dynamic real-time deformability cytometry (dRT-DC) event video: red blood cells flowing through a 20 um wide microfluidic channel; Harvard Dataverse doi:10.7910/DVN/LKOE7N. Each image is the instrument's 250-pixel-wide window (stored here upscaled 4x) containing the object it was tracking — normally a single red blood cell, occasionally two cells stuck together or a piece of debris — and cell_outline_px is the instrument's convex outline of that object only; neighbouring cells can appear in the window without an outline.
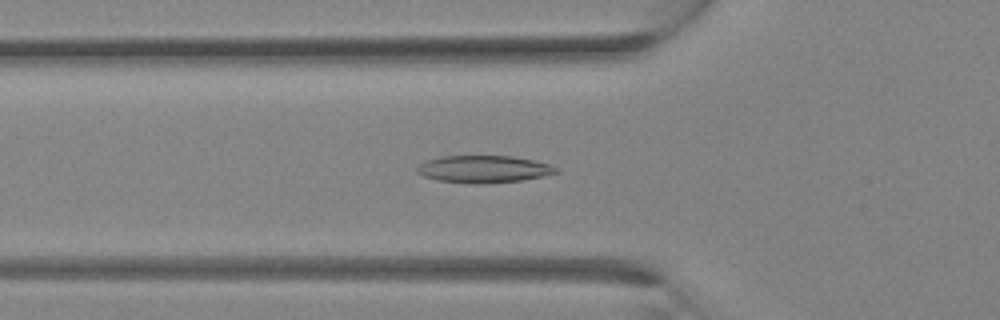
{"species": "Egyptian fruit bat (a non-hibernating species)", "species_latin": "Rousettus aegyptiacus", "temperature_condition": "room temperature", "stored_images_in_passage": 33, "camera_frame_rate_fps": 3000, "um_per_image_px": 0.085, "animal": {"sex": "female"}, "frame": {"image": 1, "passage_image": 12, "time_ms": 3.667, "image_size_px": [1000, 320], "cell_outline_px": [[560, 172], [544, 176], [520, 180], [480, 184], [472, 184], [440, 180], [424, 176], [416, 172], [416, 168], [424, 160], [440, 156], [512, 156], [532, 160], [548, 164], [560, 168]], "centroid_in_image_um": [41.11, 14.37], "position_along_channel_um": 84.7, "area_um2": 22.08}}
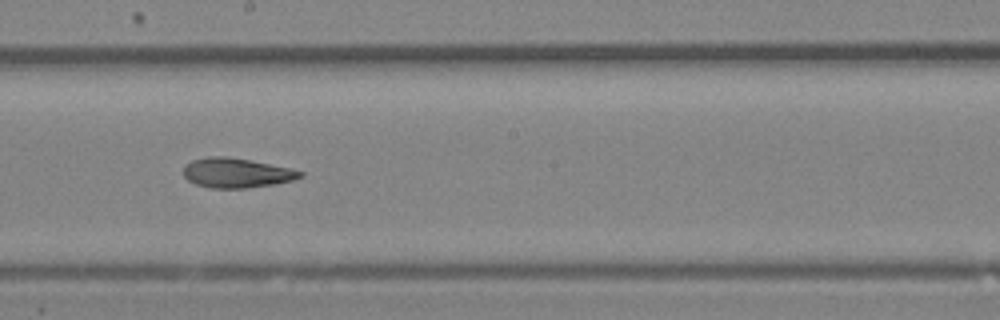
{"frame": {"image": 2, "passage_image": 19, "time_ms": 6.0, "image_size_px": [1000, 320], "cell_outline_px": [[304, 176], [292, 180], [276, 184], [244, 188], [212, 188], [196, 184], [188, 180], [184, 176], [184, 164], [192, 160], [208, 156], [228, 156], [292, 168], [304, 172]], "centroid_in_image_um": [20.11, 14.69], "position_along_channel_um": 228.1, "area_um2": 20.29}}
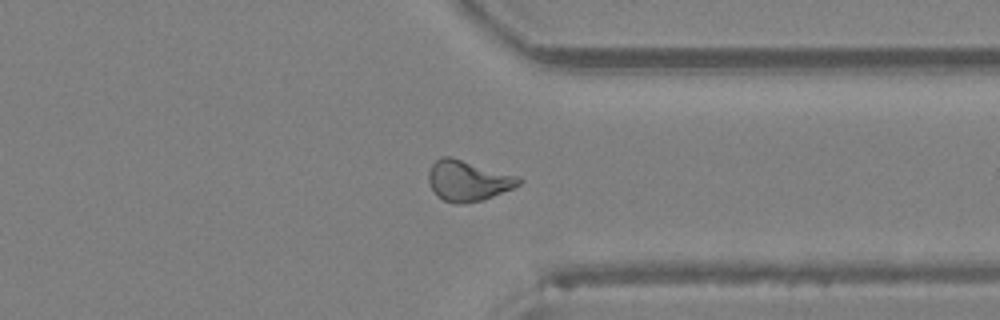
{"frame": {"image": 3, "passage_image": 26, "time_ms": 8.333, "image_size_px": [1000, 320], "cell_outline_px": [[524, 180], [520, 184], [512, 188], [484, 200], [464, 204], [456, 204], [444, 200], [436, 196], [428, 180], [428, 172], [432, 164], [440, 156], [448, 156], [520, 176]], "centroid_in_image_um": [39.78, 15.37], "position_along_channel_um": 371.6, "area_um2": 21.44}}